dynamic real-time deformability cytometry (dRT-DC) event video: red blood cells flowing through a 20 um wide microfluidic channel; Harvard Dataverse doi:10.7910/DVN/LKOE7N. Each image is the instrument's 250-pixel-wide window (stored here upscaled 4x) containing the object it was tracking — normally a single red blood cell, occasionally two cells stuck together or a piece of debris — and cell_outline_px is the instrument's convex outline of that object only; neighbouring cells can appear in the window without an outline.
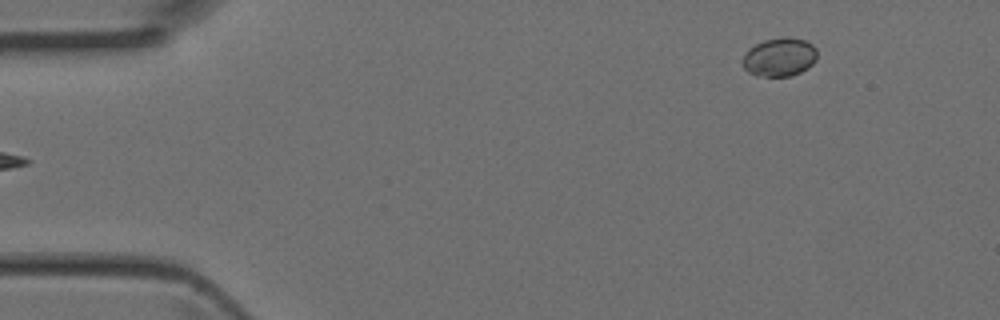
{"species": "Egyptian fruit bat (a non-hibernating species)", "species_latin": "Rousettus aegyptiacus", "temperature_condition": "room temperature", "stored_images_in_passage": 4, "camera_frame_rate_fps": 3000, "um_per_image_px": 0.085, "animal": {"sex": "female"}, "frame": {"image": 1, "passage_image": 4, "time_ms": 1.0, "image_size_px": [1000, 320], "cell_outline_px": [[816, 60], [808, 68], [792, 76], [756, 76], [748, 72], [744, 68], [740, 60], [748, 48], [764, 40], [784, 36], [788, 36], [804, 40], [812, 44], [816, 48]], "centroid_in_image_um": [66.23, 4.85], "position_along_channel_um": 18.8, "area_um2": 17.05}}